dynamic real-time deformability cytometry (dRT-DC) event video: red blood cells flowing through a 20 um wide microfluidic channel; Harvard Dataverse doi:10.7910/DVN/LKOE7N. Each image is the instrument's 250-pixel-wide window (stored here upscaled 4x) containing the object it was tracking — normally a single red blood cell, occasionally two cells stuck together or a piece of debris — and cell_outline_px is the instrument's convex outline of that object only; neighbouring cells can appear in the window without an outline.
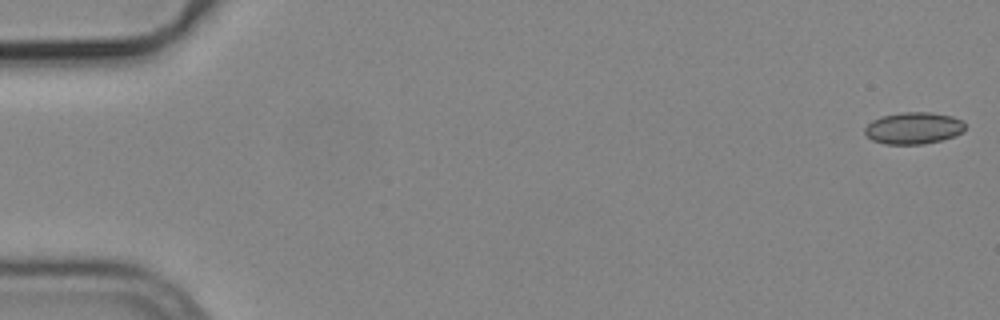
{"species": "common noctule bat (a hibernating species)", "species_latin": "Nyctalus noctula", "temperature_condition": "cold", "stored_images_in_passage": 10, "camera_frame_rate_fps": 3000, "um_per_image_px": 0.085, "animal": {"sex": "male", "body_mass_g": 19.2, "forearm_length_mm": 51.8}, "frame": {"image": 1, "passage_image": 1, "time_ms": 0.0, "image_size_px": [1000, 320], "cell_outline_px": [[964, 132], [956, 136], [924, 144], [884, 144], [872, 140], [864, 132], [864, 128], [872, 120], [880, 116], [904, 112], [932, 112], [952, 116], [964, 120]], "centroid_in_image_um": [77.67, 10.88], "position_along_channel_um": 7.3, "area_um2": 18.79}}